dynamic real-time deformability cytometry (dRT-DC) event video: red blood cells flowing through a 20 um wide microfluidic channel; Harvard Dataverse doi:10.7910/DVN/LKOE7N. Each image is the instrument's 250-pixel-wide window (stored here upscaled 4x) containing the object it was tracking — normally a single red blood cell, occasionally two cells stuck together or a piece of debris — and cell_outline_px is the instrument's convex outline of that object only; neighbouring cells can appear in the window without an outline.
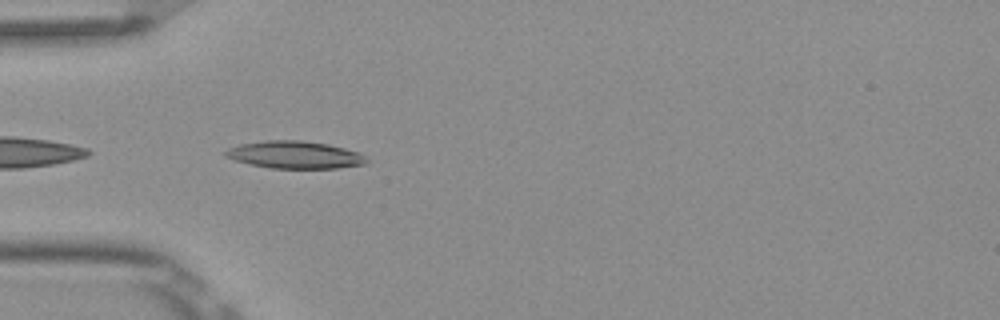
{"species": "Egyptian fruit bat (a non-hibernating species)", "species_latin": "Rousettus aegyptiacus", "temperature_condition": "room temperature", "stored_images_in_passage": 5, "camera_frame_rate_fps": 3000, "um_per_image_px": 0.085, "frame": {"image": 1, "passage_image": 4, "time_ms": 1.0, "image_size_px": [1000, 320], "cell_outline_px": [[368, 160], [364, 164], [336, 168], [272, 168], [248, 164], [224, 156], [224, 152], [228, 148], [240, 144], [268, 140], [300, 140], [328, 144], [360, 152]], "centroid_in_image_um": [25.04, 13.15], "position_along_channel_um": 60.0, "area_um2": 22.43}}
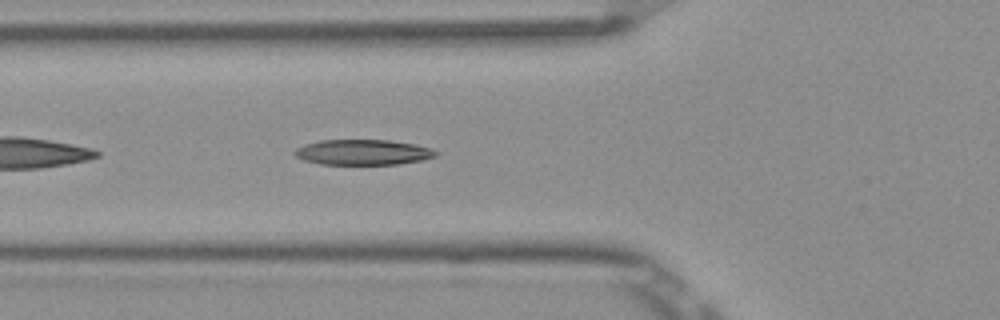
{"frame": {"image": 2, "passage_image": 5, "time_ms": 1.333, "image_size_px": [1000, 320], "cell_outline_px": [[440, 152], [436, 156], [420, 160], [400, 164], [320, 164], [304, 160], [296, 156], [292, 152], [296, 148], [304, 144], [320, 140], [388, 140], [416, 144], [432, 148]], "centroid_in_image_um": [30.86, 12.93], "position_along_channel_um": 94.9, "area_um2": 20.98}}